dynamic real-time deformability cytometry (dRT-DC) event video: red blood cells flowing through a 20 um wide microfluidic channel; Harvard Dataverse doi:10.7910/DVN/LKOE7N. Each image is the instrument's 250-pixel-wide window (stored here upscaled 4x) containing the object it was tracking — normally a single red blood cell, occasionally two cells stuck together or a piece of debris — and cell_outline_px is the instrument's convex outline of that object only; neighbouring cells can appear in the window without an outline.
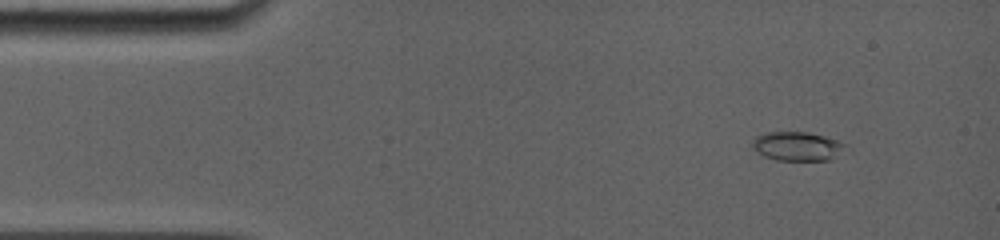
{"species": "common noctule bat (a hibernating species)", "species_latin": "Nyctalus noctula", "temperature_condition": "room temperature", "stored_images_in_passage": 9, "camera_frame_rate_fps": 5000, "um_per_image_px": 0.085, "animal": {"sex": "female", "body_mass_g": 19.0, "forearm_length_mm": 56.7}, "frame": {"image": 1, "passage_image": 3, "time_ms": 1.4, "image_size_px": [1000, 240], "cell_outline_px": [[852, 152], [832, 160], [776, 160], [764, 156], [756, 152], [752, 148], [752, 140], [756, 136], [768, 132], [808, 132], [824, 136], [848, 144], [852, 148]], "centroid_in_image_um": [67.92, 12.45], "position_along_channel_um": 17.1, "area_um2": 16.47}}
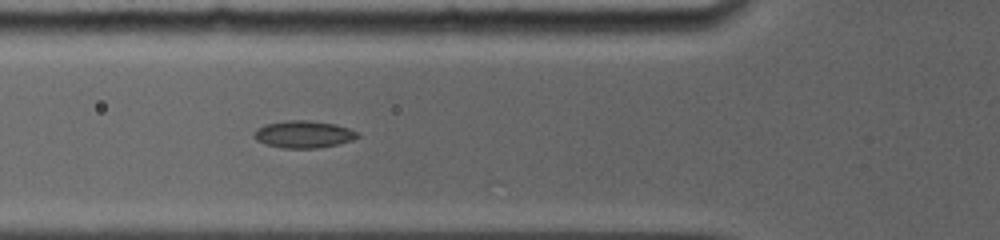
{"frame": {"image": 2, "passage_image": 8, "time_ms": 5.6, "image_size_px": [1000, 240], "cell_outline_px": [[360, 136], [352, 140], [336, 144], [316, 148], [284, 148], [268, 144], [256, 140], [252, 136], [256, 128], [264, 124], [284, 120], [312, 120], [336, 124], [348, 128], [356, 132]], "centroid_in_image_um": [25.77, 11.39], "position_along_channel_um": 100.0, "area_um2": 16.42}}
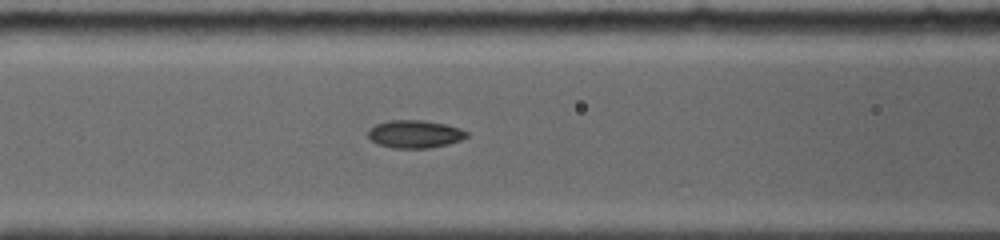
{"frame": {"image": 3, "passage_image": 9, "time_ms": 6.4, "image_size_px": [1000, 240], "cell_outline_px": [[468, 136], [460, 140], [448, 144], [428, 148], [396, 148], [380, 144], [372, 140], [368, 136], [368, 128], [376, 124], [388, 120], [424, 120], [444, 124], [460, 128], [468, 132]], "centroid_in_image_um": [35.26, 11.38], "position_along_channel_um": 131.3, "area_um2": 15.9}}